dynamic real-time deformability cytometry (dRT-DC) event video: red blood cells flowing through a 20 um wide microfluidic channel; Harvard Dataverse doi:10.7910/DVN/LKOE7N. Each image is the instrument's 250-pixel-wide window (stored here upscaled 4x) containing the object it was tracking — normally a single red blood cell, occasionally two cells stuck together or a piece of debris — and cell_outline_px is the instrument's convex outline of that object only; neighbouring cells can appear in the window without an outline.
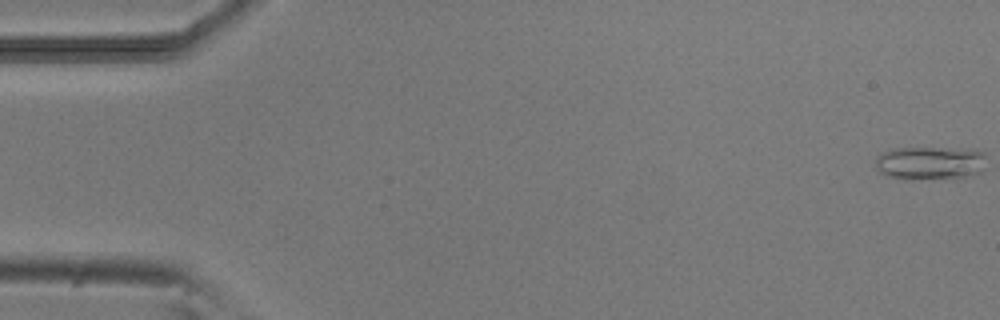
{"species": "common noctule bat (a hibernating species)", "species_latin": "Nyctalus noctula", "temperature_condition": "room temperature", "stored_images_in_passage": 40, "camera_frame_rate_fps": 3000, "um_per_image_px": 0.085, "animal": {"sex": "male", "body_mass_g": 20.5, "forearm_length_mm": 52.5}, "frame": {"image": 1, "passage_image": 1, "time_ms": 0.0, "image_size_px": [1000, 320], "cell_outline_px": [[984, 156], [980, 172], [964, 176], [912, 180], [892, 176], [880, 172], [876, 168], [876, 156], [884, 152], [896, 148], [940, 148], [984, 152]], "centroid_in_image_um": [78.97, 13.85], "position_along_channel_um": 6.0, "area_um2": 20.81}}
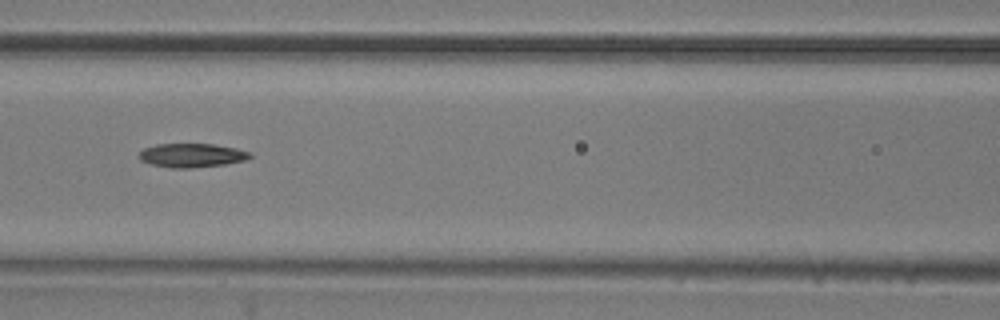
{"frame": {"image": 2, "passage_image": 23, "time_ms": 7.333, "image_size_px": [1000, 320], "cell_outline_px": [[252, 156], [244, 160], [224, 164], [192, 168], [172, 168], [152, 164], [140, 160], [136, 156], [144, 148], [156, 144], [212, 144], [236, 148], [252, 152]], "centroid_in_image_um": [16.28, 13.2], "position_along_channel_um": 150.3, "area_um2": 15.43}}
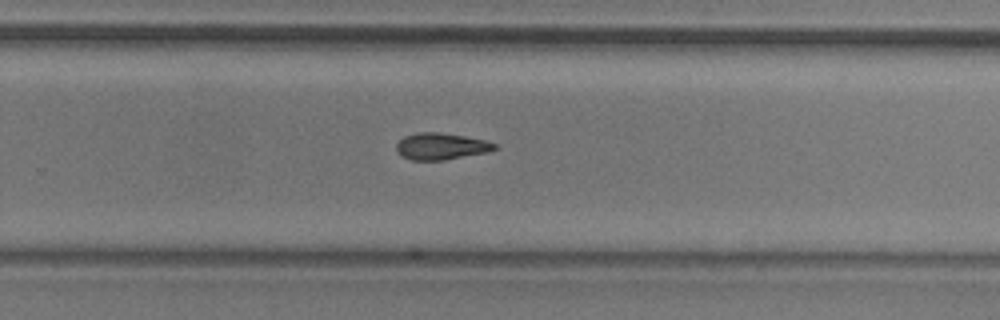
{"frame": {"image": 3, "passage_image": 34, "time_ms": 11.0, "image_size_px": [1000, 320], "cell_outline_px": [[500, 148], [488, 152], [444, 160], [412, 160], [396, 152], [396, 144], [404, 136], [416, 132], [440, 132], [464, 136], [484, 140], [496, 144]], "centroid_in_image_um": [37.5, 12.43], "position_along_channel_um": 292.3, "area_um2": 15.32}}